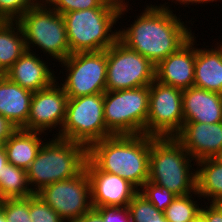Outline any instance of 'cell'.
<instances>
[{
    "instance_id": "obj_1",
    "label": "cell",
    "mask_w": 222,
    "mask_h": 222,
    "mask_svg": "<svg viewBox=\"0 0 222 222\" xmlns=\"http://www.w3.org/2000/svg\"><path fill=\"white\" fill-rule=\"evenodd\" d=\"M169 2L147 5L129 27L118 30V39L143 55L155 66L176 52L193 35L180 17L170 10Z\"/></svg>"
},
{
    "instance_id": "obj_2",
    "label": "cell",
    "mask_w": 222,
    "mask_h": 222,
    "mask_svg": "<svg viewBox=\"0 0 222 222\" xmlns=\"http://www.w3.org/2000/svg\"><path fill=\"white\" fill-rule=\"evenodd\" d=\"M150 150V135H112L93 143L88 158L101 171L119 175L140 190L149 180Z\"/></svg>"
},
{
    "instance_id": "obj_3",
    "label": "cell",
    "mask_w": 222,
    "mask_h": 222,
    "mask_svg": "<svg viewBox=\"0 0 222 222\" xmlns=\"http://www.w3.org/2000/svg\"><path fill=\"white\" fill-rule=\"evenodd\" d=\"M48 139L27 169L28 183L34 194L49 184L78 175L88 159L85 145L57 136Z\"/></svg>"
},
{
    "instance_id": "obj_4",
    "label": "cell",
    "mask_w": 222,
    "mask_h": 222,
    "mask_svg": "<svg viewBox=\"0 0 222 222\" xmlns=\"http://www.w3.org/2000/svg\"><path fill=\"white\" fill-rule=\"evenodd\" d=\"M194 166H196L195 160L174 137L151 136L149 182L166 187L176 196L194 194L196 191Z\"/></svg>"
},
{
    "instance_id": "obj_5",
    "label": "cell",
    "mask_w": 222,
    "mask_h": 222,
    "mask_svg": "<svg viewBox=\"0 0 222 222\" xmlns=\"http://www.w3.org/2000/svg\"><path fill=\"white\" fill-rule=\"evenodd\" d=\"M70 54L107 50L118 40L119 13L111 8H92L62 14Z\"/></svg>"
},
{
    "instance_id": "obj_6",
    "label": "cell",
    "mask_w": 222,
    "mask_h": 222,
    "mask_svg": "<svg viewBox=\"0 0 222 222\" xmlns=\"http://www.w3.org/2000/svg\"><path fill=\"white\" fill-rule=\"evenodd\" d=\"M24 34L27 51L33 47L47 54L57 62L70 55L67 31L62 14L48 4L37 5L28 10L18 20ZM32 47V48H31Z\"/></svg>"
},
{
    "instance_id": "obj_7",
    "label": "cell",
    "mask_w": 222,
    "mask_h": 222,
    "mask_svg": "<svg viewBox=\"0 0 222 222\" xmlns=\"http://www.w3.org/2000/svg\"><path fill=\"white\" fill-rule=\"evenodd\" d=\"M104 120L113 135L146 134L149 85L104 92Z\"/></svg>"
},
{
    "instance_id": "obj_8",
    "label": "cell",
    "mask_w": 222,
    "mask_h": 222,
    "mask_svg": "<svg viewBox=\"0 0 222 222\" xmlns=\"http://www.w3.org/2000/svg\"><path fill=\"white\" fill-rule=\"evenodd\" d=\"M104 93L69 98L65 120L57 137L78 142L89 148L113 134L104 120Z\"/></svg>"
},
{
    "instance_id": "obj_9",
    "label": "cell",
    "mask_w": 222,
    "mask_h": 222,
    "mask_svg": "<svg viewBox=\"0 0 222 222\" xmlns=\"http://www.w3.org/2000/svg\"><path fill=\"white\" fill-rule=\"evenodd\" d=\"M59 64L65 68L60 85L68 98L106 91L107 50L70 54Z\"/></svg>"
},
{
    "instance_id": "obj_10",
    "label": "cell",
    "mask_w": 222,
    "mask_h": 222,
    "mask_svg": "<svg viewBox=\"0 0 222 222\" xmlns=\"http://www.w3.org/2000/svg\"><path fill=\"white\" fill-rule=\"evenodd\" d=\"M155 65L119 39L107 49L106 91L150 85Z\"/></svg>"
},
{
    "instance_id": "obj_11",
    "label": "cell",
    "mask_w": 222,
    "mask_h": 222,
    "mask_svg": "<svg viewBox=\"0 0 222 222\" xmlns=\"http://www.w3.org/2000/svg\"><path fill=\"white\" fill-rule=\"evenodd\" d=\"M36 195L64 222H75L93 209L90 179L85 168L72 178L43 187Z\"/></svg>"
},
{
    "instance_id": "obj_12",
    "label": "cell",
    "mask_w": 222,
    "mask_h": 222,
    "mask_svg": "<svg viewBox=\"0 0 222 222\" xmlns=\"http://www.w3.org/2000/svg\"><path fill=\"white\" fill-rule=\"evenodd\" d=\"M183 90L154 80L149 85V111L146 135L174 137L184 123Z\"/></svg>"
},
{
    "instance_id": "obj_13",
    "label": "cell",
    "mask_w": 222,
    "mask_h": 222,
    "mask_svg": "<svg viewBox=\"0 0 222 222\" xmlns=\"http://www.w3.org/2000/svg\"><path fill=\"white\" fill-rule=\"evenodd\" d=\"M58 83L55 81L51 86L33 93L27 130L44 133V136L47 135L48 129L52 132L56 127L60 130L57 129L58 133L55 136L61 132L69 98Z\"/></svg>"
},
{
    "instance_id": "obj_14",
    "label": "cell",
    "mask_w": 222,
    "mask_h": 222,
    "mask_svg": "<svg viewBox=\"0 0 222 222\" xmlns=\"http://www.w3.org/2000/svg\"><path fill=\"white\" fill-rule=\"evenodd\" d=\"M85 169L90 179L93 208L128 207L139 192L121 176L101 171L89 158Z\"/></svg>"
},
{
    "instance_id": "obj_15",
    "label": "cell",
    "mask_w": 222,
    "mask_h": 222,
    "mask_svg": "<svg viewBox=\"0 0 222 222\" xmlns=\"http://www.w3.org/2000/svg\"><path fill=\"white\" fill-rule=\"evenodd\" d=\"M174 138L195 162L218 157L222 152V122H184Z\"/></svg>"
},
{
    "instance_id": "obj_16",
    "label": "cell",
    "mask_w": 222,
    "mask_h": 222,
    "mask_svg": "<svg viewBox=\"0 0 222 222\" xmlns=\"http://www.w3.org/2000/svg\"><path fill=\"white\" fill-rule=\"evenodd\" d=\"M196 36L193 35L176 52L155 66V80L158 82L186 90L194 86Z\"/></svg>"
},
{
    "instance_id": "obj_17",
    "label": "cell",
    "mask_w": 222,
    "mask_h": 222,
    "mask_svg": "<svg viewBox=\"0 0 222 222\" xmlns=\"http://www.w3.org/2000/svg\"><path fill=\"white\" fill-rule=\"evenodd\" d=\"M36 54L26 50L4 74L12 82L33 93L51 86L58 78L53 72L54 69L51 70V67L46 65L47 61Z\"/></svg>"
},
{
    "instance_id": "obj_18",
    "label": "cell",
    "mask_w": 222,
    "mask_h": 222,
    "mask_svg": "<svg viewBox=\"0 0 222 222\" xmlns=\"http://www.w3.org/2000/svg\"><path fill=\"white\" fill-rule=\"evenodd\" d=\"M182 106L184 122H222V94L190 87L183 90Z\"/></svg>"
},
{
    "instance_id": "obj_19",
    "label": "cell",
    "mask_w": 222,
    "mask_h": 222,
    "mask_svg": "<svg viewBox=\"0 0 222 222\" xmlns=\"http://www.w3.org/2000/svg\"><path fill=\"white\" fill-rule=\"evenodd\" d=\"M33 92L0 75V115L17 129L27 130V119Z\"/></svg>"
},
{
    "instance_id": "obj_20",
    "label": "cell",
    "mask_w": 222,
    "mask_h": 222,
    "mask_svg": "<svg viewBox=\"0 0 222 222\" xmlns=\"http://www.w3.org/2000/svg\"><path fill=\"white\" fill-rule=\"evenodd\" d=\"M219 43L214 48H195L194 87L222 94V42Z\"/></svg>"
},
{
    "instance_id": "obj_21",
    "label": "cell",
    "mask_w": 222,
    "mask_h": 222,
    "mask_svg": "<svg viewBox=\"0 0 222 222\" xmlns=\"http://www.w3.org/2000/svg\"><path fill=\"white\" fill-rule=\"evenodd\" d=\"M44 133L16 129L12 135L3 143L6 150L8 162L16 167L27 170L35 160L36 155L46 141L41 135ZM42 136V138H40ZM43 139V141H42Z\"/></svg>"
},
{
    "instance_id": "obj_22",
    "label": "cell",
    "mask_w": 222,
    "mask_h": 222,
    "mask_svg": "<svg viewBox=\"0 0 222 222\" xmlns=\"http://www.w3.org/2000/svg\"><path fill=\"white\" fill-rule=\"evenodd\" d=\"M196 167V191L200 198H207L208 203H222V160L202 159Z\"/></svg>"
},
{
    "instance_id": "obj_23",
    "label": "cell",
    "mask_w": 222,
    "mask_h": 222,
    "mask_svg": "<svg viewBox=\"0 0 222 222\" xmlns=\"http://www.w3.org/2000/svg\"><path fill=\"white\" fill-rule=\"evenodd\" d=\"M26 51L18 21L0 20V75H4Z\"/></svg>"
},
{
    "instance_id": "obj_24",
    "label": "cell",
    "mask_w": 222,
    "mask_h": 222,
    "mask_svg": "<svg viewBox=\"0 0 222 222\" xmlns=\"http://www.w3.org/2000/svg\"><path fill=\"white\" fill-rule=\"evenodd\" d=\"M33 195L28 183L27 170L9 162L4 165V171L0 177V200L27 198Z\"/></svg>"
},
{
    "instance_id": "obj_25",
    "label": "cell",
    "mask_w": 222,
    "mask_h": 222,
    "mask_svg": "<svg viewBox=\"0 0 222 222\" xmlns=\"http://www.w3.org/2000/svg\"><path fill=\"white\" fill-rule=\"evenodd\" d=\"M195 196L201 199L197 191L194 194L176 196L164 211L167 222H190L201 210L199 202L194 199Z\"/></svg>"
},
{
    "instance_id": "obj_26",
    "label": "cell",
    "mask_w": 222,
    "mask_h": 222,
    "mask_svg": "<svg viewBox=\"0 0 222 222\" xmlns=\"http://www.w3.org/2000/svg\"><path fill=\"white\" fill-rule=\"evenodd\" d=\"M131 222H167L164 212H160L140 192H138L128 205Z\"/></svg>"
},
{
    "instance_id": "obj_27",
    "label": "cell",
    "mask_w": 222,
    "mask_h": 222,
    "mask_svg": "<svg viewBox=\"0 0 222 222\" xmlns=\"http://www.w3.org/2000/svg\"><path fill=\"white\" fill-rule=\"evenodd\" d=\"M7 222H32L29 216V197L0 200Z\"/></svg>"
},
{
    "instance_id": "obj_28",
    "label": "cell",
    "mask_w": 222,
    "mask_h": 222,
    "mask_svg": "<svg viewBox=\"0 0 222 222\" xmlns=\"http://www.w3.org/2000/svg\"><path fill=\"white\" fill-rule=\"evenodd\" d=\"M139 192L143 194L160 212H164L176 198V195L166 187L157 186L149 181L143 184Z\"/></svg>"
},
{
    "instance_id": "obj_29",
    "label": "cell",
    "mask_w": 222,
    "mask_h": 222,
    "mask_svg": "<svg viewBox=\"0 0 222 222\" xmlns=\"http://www.w3.org/2000/svg\"><path fill=\"white\" fill-rule=\"evenodd\" d=\"M29 216L32 222H64L58 213L36 194L29 197Z\"/></svg>"
},
{
    "instance_id": "obj_30",
    "label": "cell",
    "mask_w": 222,
    "mask_h": 222,
    "mask_svg": "<svg viewBox=\"0 0 222 222\" xmlns=\"http://www.w3.org/2000/svg\"><path fill=\"white\" fill-rule=\"evenodd\" d=\"M37 5L34 0H0V20L17 21Z\"/></svg>"
},
{
    "instance_id": "obj_31",
    "label": "cell",
    "mask_w": 222,
    "mask_h": 222,
    "mask_svg": "<svg viewBox=\"0 0 222 222\" xmlns=\"http://www.w3.org/2000/svg\"><path fill=\"white\" fill-rule=\"evenodd\" d=\"M48 5L60 14L92 8H109L99 0H51Z\"/></svg>"
},
{
    "instance_id": "obj_32",
    "label": "cell",
    "mask_w": 222,
    "mask_h": 222,
    "mask_svg": "<svg viewBox=\"0 0 222 222\" xmlns=\"http://www.w3.org/2000/svg\"><path fill=\"white\" fill-rule=\"evenodd\" d=\"M103 222H131L128 207H100L94 208Z\"/></svg>"
},
{
    "instance_id": "obj_33",
    "label": "cell",
    "mask_w": 222,
    "mask_h": 222,
    "mask_svg": "<svg viewBox=\"0 0 222 222\" xmlns=\"http://www.w3.org/2000/svg\"><path fill=\"white\" fill-rule=\"evenodd\" d=\"M209 206V207H208ZM206 217V222H222V203H210L200 210Z\"/></svg>"
},
{
    "instance_id": "obj_34",
    "label": "cell",
    "mask_w": 222,
    "mask_h": 222,
    "mask_svg": "<svg viewBox=\"0 0 222 222\" xmlns=\"http://www.w3.org/2000/svg\"><path fill=\"white\" fill-rule=\"evenodd\" d=\"M99 2L102 5L107 6L118 12L119 19L122 18L124 14L128 12V10H130L128 8L129 6L128 1L125 2V0H99Z\"/></svg>"
},
{
    "instance_id": "obj_35",
    "label": "cell",
    "mask_w": 222,
    "mask_h": 222,
    "mask_svg": "<svg viewBox=\"0 0 222 222\" xmlns=\"http://www.w3.org/2000/svg\"><path fill=\"white\" fill-rule=\"evenodd\" d=\"M16 129L7 118L0 115V146L3 145Z\"/></svg>"
},
{
    "instance_id": "obj_36",
    "label": "cell",
    "mask_w": 222,
    "mask_h": 222,
    "mask_svg": "<svg viewBox=\"0 0 222 222\" xmlns=\"http://www.w3.org/2000/svg\"><path fill=\"white\" fill-rule=\"evenodd\" d=\"M75 222H103L102 216L93 208Z\"/></svg>"
},
{
    "instance_id": "obj_37",
    "label": "cell",
    "mask_w": 222,
    "mask_h": 222,
    "mask_svg": "<svg viewBox=\"0 0 222 222\" xmlns=\"http://www.w3.org/2000/svg\"><path fill=\"white\" fill-rule=\"evenodd\" d=\"M169 1H171V0H169ZM174 0H172L171 2H173ZM217 2V1H219V0H175L173 3H175V4H177V3H179L178 5H184L183 7H186V5H187V7L189 8L190 6H188V5H193L194 3H195V5H197V4H203V3H207V4H209V2ZM222 1V0H221Z\"/></svg>"
},
{
    "instance_id": "obj_38",
    "label": "cell",
    "mask_w": 222,
    "mask_h": 222,
    "mask_svg": "<svg viewBox=\"0 0 222 222\" xmlns=\"http://www.w3.org/2000/svg\"><path fill=\"white\" fill-rule=\"evenodd\" d=\"M8 163L7 153L5 148L0 146V177L2 176V173L4 171V165Z\"/></svg>"
},
{
    "instance_id": "obj_39",
    "label": "cell",
    "mask_w": 222,
    "mask_h": 222,
    "mask_svg": "<svg viewBox=\"0 0 222 222\" xmlns=\"http://www.w3.org/2000/svg\"><path fill=\"white\" fill-rule=\"evenodd\" d=\"M190 222H206V217L201 211H199Z\"/></svg>"
},
{
    "instance_id": "obj_40",
    "label": "cell",
    "mask_w": 222,
    "mask_h": 222,
    "mask_svg": "<svg viewBox=\"0 0 222 222\" xmlns=\"http://www.w3.org/2000/svg\"><path fill=\"white\" fill-rule=\"evenodd\" d=\"M0 222H7L6 216L1 208H0Z\"/></svg>"
},
{
    "instance_id": "obj_41",
    "label": "cell",
    "mask_w": 222,
    "mask_h": 222,
    "mask_svg": "<svg viewBox=\"0 0 222 222\" xmlns=\"http://www.w3.org/2000/svg\"><path fill=\"white\" fill-rule=\"evenodd\" d=\"M38 5L48 4L51 0H34Z\"/></svg>"
},
{
    "instance_id": "obj_42",
    "label": "cell",
    "mask_w": 222,
    "mask_h": 222,
    "mask_svg": "<svg viewBox=\"0 0 222 222\" xmlns=\"http://www.w3.org/2000/svg\"><path fill=\"white\" fill-rule=\"evenodd\" d=\"M218 158L222 160V152H221V154L218 156Z\"/></svg>"
}]
</instances>
